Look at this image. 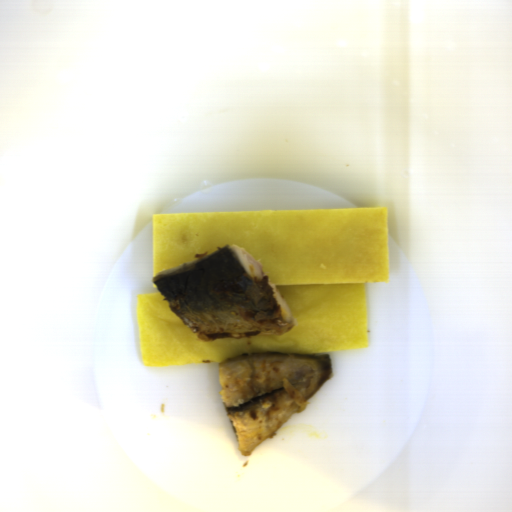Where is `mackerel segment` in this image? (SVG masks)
Listing matches in <instances>:
<instances>
[{
    "label": "mackerel segment",
    "instance_id": "c1d32c5f",
    "mask_svg": "<svg viewBox=\"0 0 512 512\" xmlns=\"http://www.w3.org/2000/svg\"><path fill=\"white\" fill-rule=\"evenodd\" d=\"M219 392L237 447L251 455L332 376L329 353L245 352L218 363Z\"/></svg>",
    "mask_w": 512,
    "mask_h": 512
},
{
    "label": "mackerel segment",
    "instance_id": "14911b7f",
    "mask_svg": "<svg viewBox=\"0 0 512 512\" xmlns=\"http://www.w3.org/2000/svg\"><path fill=\"white\" fill-rule=\"evenodd\" d=\"M195 257L157 273L152 282L196 337L253 339L294 328L292 311L264 266L242 247L226 244Z\"/></svg>",
    "mask_w": 512,
    "mask_h": 512
}]
</instances>
